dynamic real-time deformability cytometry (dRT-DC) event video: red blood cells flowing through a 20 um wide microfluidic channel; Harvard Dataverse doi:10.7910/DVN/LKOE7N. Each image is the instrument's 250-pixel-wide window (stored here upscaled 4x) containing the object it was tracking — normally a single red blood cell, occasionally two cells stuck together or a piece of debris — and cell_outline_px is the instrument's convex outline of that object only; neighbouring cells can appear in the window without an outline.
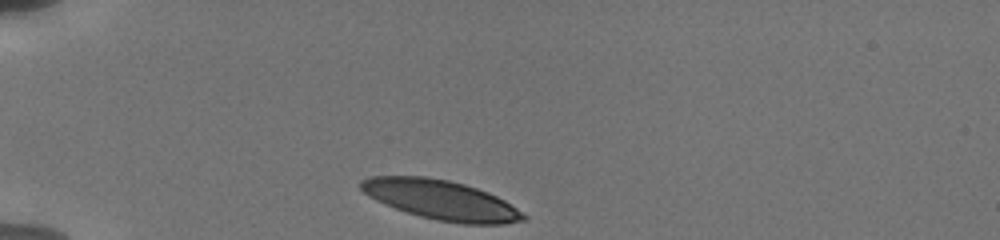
{"species": "human", "species_latin": "Homo sapiens", "temperature_condition": "cold", "stored_images_in_passage": 5, "camera_frame_rate_fps": 3000, "um_per_image_px": 0.085, "donor": {"sex": "male"}, "frame": {"image": 1, "passage_image": 1, "time_ms": 0.0, "image_size_px": [1000, 240], "cell_outline_px": [[528, 216], [524, 220], [504, 224], [464, 224], [436, 220], [420, 216], [384, 204], [368, 196], [360, 188], [360, 180], [368, 176], [424, 176], [448, 180], [464, 184], [488, 192], [504, 200]], "centroid_in_image_um": [37.47, 16.99], "position_along_channel_um": 47.5, "area_um2": 37.34}}